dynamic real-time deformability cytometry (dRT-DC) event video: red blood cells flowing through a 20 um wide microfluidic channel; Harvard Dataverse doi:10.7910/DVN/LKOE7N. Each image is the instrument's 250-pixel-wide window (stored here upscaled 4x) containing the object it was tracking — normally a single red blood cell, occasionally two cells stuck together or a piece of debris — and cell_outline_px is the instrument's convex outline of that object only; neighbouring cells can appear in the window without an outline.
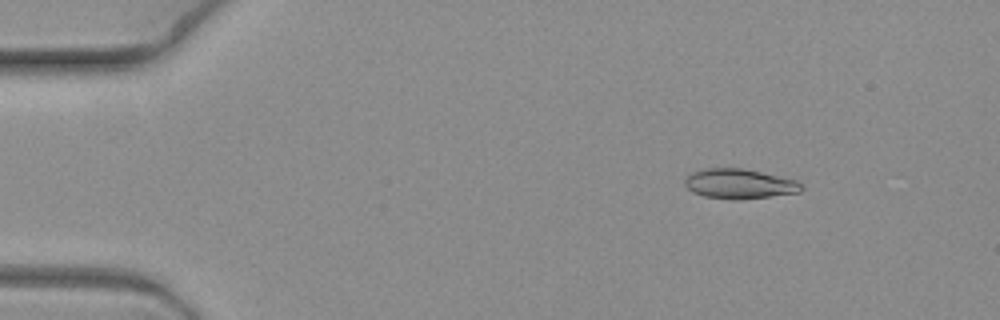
{"species": "common noctule bat (a hibernating species)", "species_latin": "Nyctalus noctula", "temperature_condition": "warm", "stored_images_in_passage": 8, "camera_frame_rate_fps": 3000, "um_per_image_px": 0.085, "animal": {"sex": "female", "body_mass_g": 19.3, "forearm_length_mm": 54.1}, "frame": {"image": 1, "passage_image": 3, "time_ms": 0.667, "image_size_px": [1000, 320], "cell_outline_px": [[804, 188], [800, 192], [768, 196], [704, 196], [692, 192], [684, 184], [684, 180], [692, 172], [708, 168], [744, 168], [796, 180]], "centroid_in_image_um": [62.84, 15.56], "position_along_channel_um": 22.2, "area_um2": 19.13}}
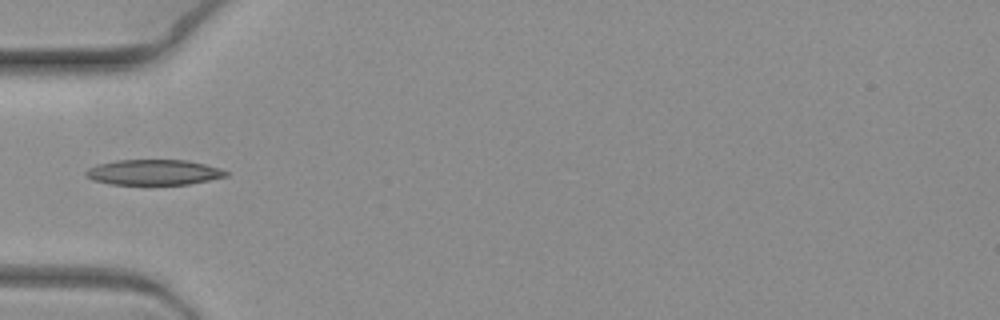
{"frame": {"image": 2, "passage_image": 7, "time_ms": 2.0, "image_size_px": [1000, 320], "cell_outline_px": [[228, 176], [188, 184], [108, 184], [92, 180], [84, 176], [84, 172], [88, 168], [96, 164], [116, 160], [188, 160], [220, 168], [228, 172]], "centroid_in_image_um": [13.01, 14.64], "position_along_channel_um": 72.0, "area_um2": 20.81}}
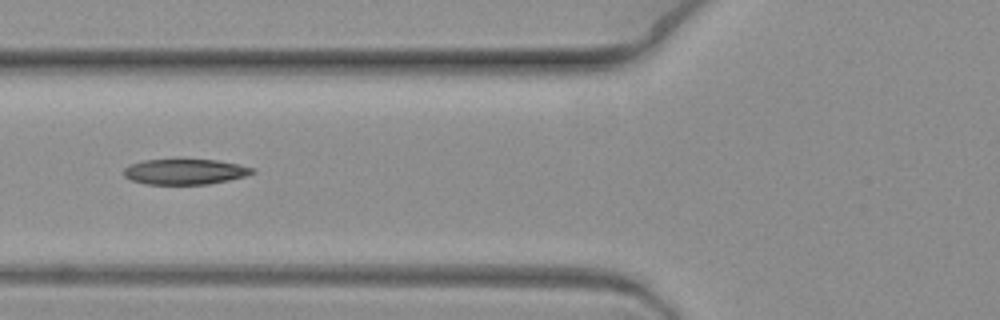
{"frame": {"image": 3, "passage_image": 8, "time_ms": 2.333, "image_size_px": [1000, 320], "cell_outline_px": [[256, 172], [244, 176], [228, 180], [208, 184], [144, 184], [132, 180], [124, 176], [124, 168], [128, 164], [144, 160], [216, 160], [236, 164], [252, 168]], "centroid_in_image_um": [15.67, 14.6], "position_along_channel_um": 110.1, "area_um2": 18.84}}